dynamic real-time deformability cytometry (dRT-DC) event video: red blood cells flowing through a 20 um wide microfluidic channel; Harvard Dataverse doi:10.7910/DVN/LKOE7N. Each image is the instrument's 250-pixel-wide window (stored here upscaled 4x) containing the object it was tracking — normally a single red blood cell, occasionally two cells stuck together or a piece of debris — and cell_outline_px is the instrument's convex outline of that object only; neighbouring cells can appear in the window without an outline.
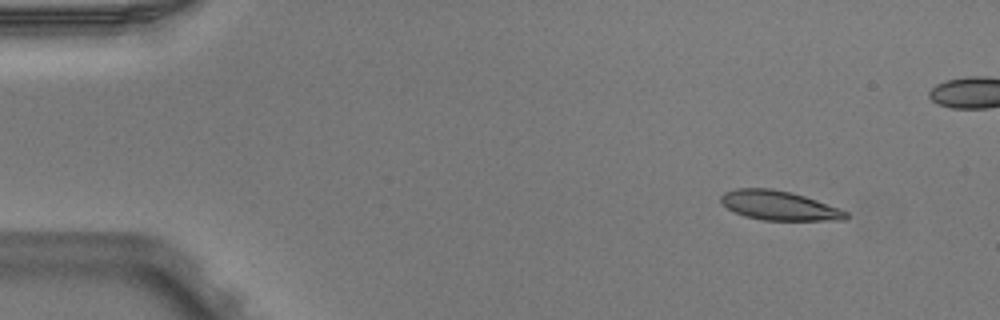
{"species": "Egyptian fruit bat (a non-hibernating species)", "species_latin": "Rousettus aegyptiacus", "temperature_condition": "warm", "stored_images_in_passage": 5, "camera_frame_rate_fps": 3000, "um_per_image_px": 0.085, "animal": {"sex": "male"}, "frame": {"image": 1, "passage_image": 1, "time_ms": 0.0, "image_size_px": [1000, 320], "cell_outline_px": [[848, 216], [844, 220], [764, 220], [744, 216], [728, 208], [720, 200], [720, 196], [724, 192], [736, 188], [772, 188], [804, 196], [840, 208], [848, 212]], "centroid_in_image_um": [66.22, 17.47], "position_along_channel_um": 18.8, "area_um2": 21.21}}
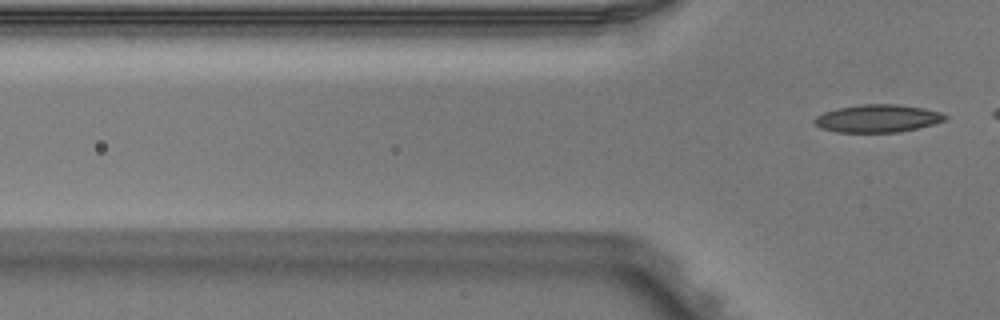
{"frame": {"image": 2, "passage_image": 5, "time_ms": 1.333, "image_size_px": [1000, 320], "cell_outline_px": [[948, 116], [944, 120], [932, 124], [900, 132], [836, 132], [820, 128], [812, 120], [816, 116], [824, 112], [836, 108], [864, 104], [896, 104], [924, 108], [940, 112]], "centroid_in_image_um": [74.56, 10.06], "position_along_channel_um": 51.2, "area_um2": 21.04}}